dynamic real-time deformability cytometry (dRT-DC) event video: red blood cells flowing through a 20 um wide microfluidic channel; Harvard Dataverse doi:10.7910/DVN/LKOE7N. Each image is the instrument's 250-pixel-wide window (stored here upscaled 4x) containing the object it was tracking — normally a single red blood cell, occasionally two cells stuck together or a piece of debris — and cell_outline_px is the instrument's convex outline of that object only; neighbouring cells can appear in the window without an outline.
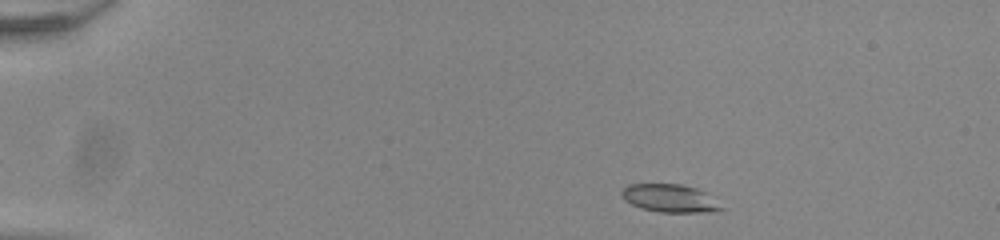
{"species": "common noctule bat (a hibernating species)", "species_latin": "Nyctalus noctula", "temperature_condition": "room temperature", "stored_images_in_passage": 47, "camera_frame_rate_fps": 3000, "um_per_image_px": 0.085, "animal": {"sex": "male", "body_mass_g": 20.0, "forearm_length_mm": 53.3}, "frame": {"image": 1, "passage_image": 4, "time_ms": 1.0, "image_size_px": [1000, 240], "cell_outline_px": [[724, 208], [716, 212], [660, 212], [644, 208], [632, 204], [624, 200], [620, 192], [628, 184], [680, 184], [696, 188], [704, 192]], "centroid_in_image_um": [56.92, 16.85], "position_along_channel_um": 28.1, "area_um2": 16.01}}
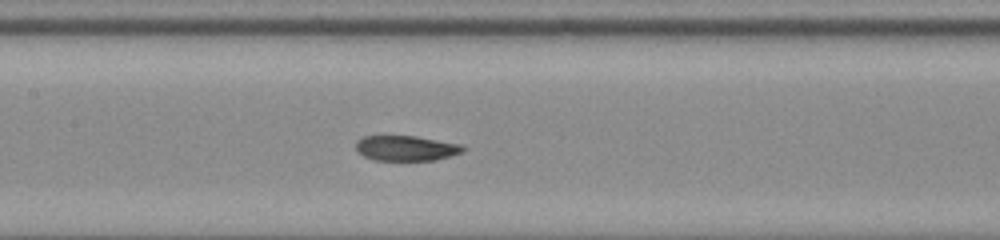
{"frame": {"image": 2, "passage_image": 22, "time_ms": 7.0, "image_size_px": [1000, 240], "cell_outline_px": [[464, 148], [460, 152], [436, 160], [376, 160], [364, 156], [356, 148], [356, 140], [364, 136], [416, 136], [460, 144]], "centroid_in_image_um": [34.48, 12.59], "position_along_channel_um": 172.9, "area_um2": 15.43}}
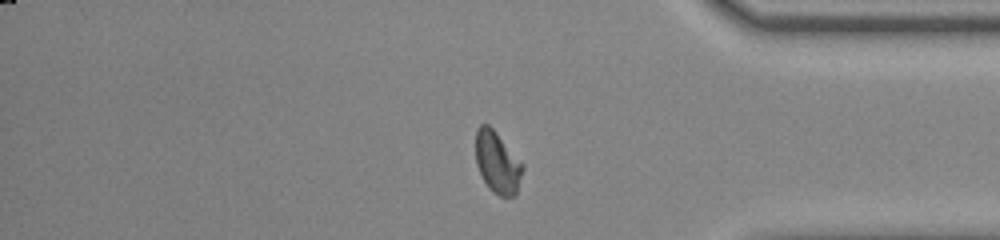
{"frame": {"image": 3, "passage_image": 40, "time_ms": 13.0, "image_size_px": [1000, 240], "cell_outline_px": [[524, 168], [516, 196], [500, 196], [492, 192], [488, 188], [476, 164], [476, 128], [480, 124], [488, 124], [496, 132], [524, 164]], "centroid_in_image_um": [42.29, 13.82], "position_along_channel_um": 392.9, "area_um2": 16.99}}